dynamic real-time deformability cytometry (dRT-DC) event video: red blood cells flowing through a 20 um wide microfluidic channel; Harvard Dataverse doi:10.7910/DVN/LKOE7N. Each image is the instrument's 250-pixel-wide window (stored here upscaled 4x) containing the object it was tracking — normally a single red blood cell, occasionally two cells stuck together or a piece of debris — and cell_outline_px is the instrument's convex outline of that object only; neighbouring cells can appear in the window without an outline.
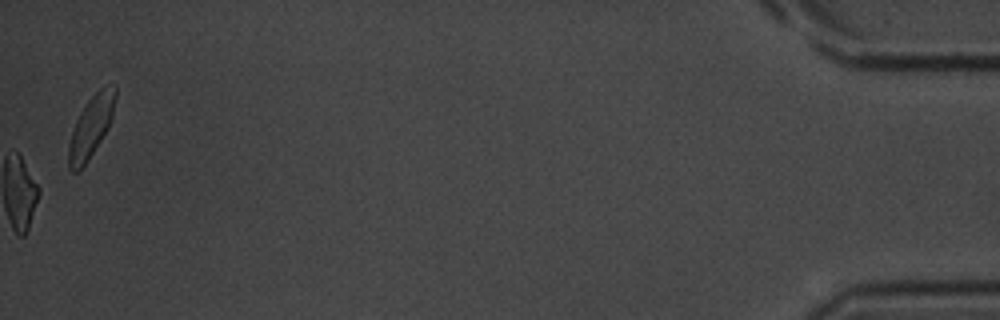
{"species": "common noctule bat (a hibernating species)", "species_latin": "Nyctalus noctula", "temperature_condition": "room temperature", "stored_images_in_passage": 53, "camera_frame_rate_fps": 3000, "um_per_image_px": 0.085, "animal": {"sex": "male", "body_mass_g": 20.1, "forearm_length_mm": 53.5}, "frame": {"image": 1, "passage_image": 53, "time_ms": 17.333, "image_size_px": [1000, 320], "cell_outline_px": [[116, 96], [112, 116], [108, 128], [88, 160], [76, 172], [72, 172], [68, 168], [68, 148], [72, 132], [76, 120], [80, 112], [88, 100], [104, 84], [116, 84]], "centroid_in_image_um": [7.74, 10.73], "position_along_channel_um": 427.5, "area_um2": 16.59}, "authors_computed_cell_mechanics": {"area_um2": 17.629, "velocity_mm_per_s": 3.7596, "shape_relaxation_time_tau1_ms": 7.0044, "shape_relaxation_time_tau2_ms": 4.654, "deformation_change_tau1": 0.1805, "deformation_change_tau2": 0.1469}}